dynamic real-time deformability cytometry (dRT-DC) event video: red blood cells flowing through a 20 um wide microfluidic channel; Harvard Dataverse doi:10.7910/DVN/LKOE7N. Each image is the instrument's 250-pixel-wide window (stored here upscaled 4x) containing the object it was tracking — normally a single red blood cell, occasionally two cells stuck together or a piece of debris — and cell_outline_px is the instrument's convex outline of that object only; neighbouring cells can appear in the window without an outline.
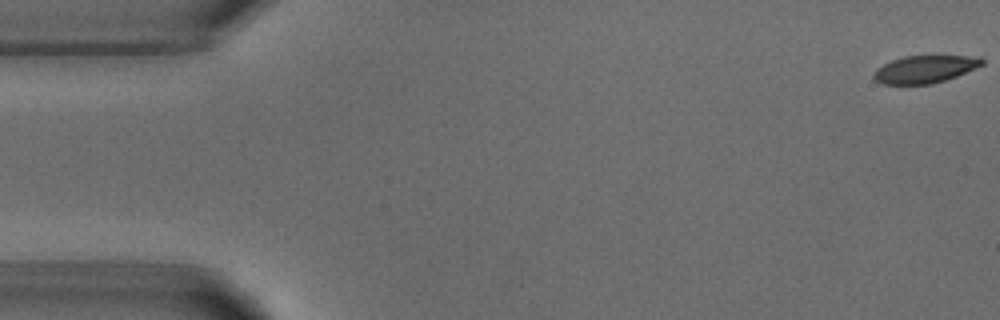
{"species": "common noctule bat (a hibernating species)", "species_latin": "Nyctalus noctula", "temperature_condition": "warm", "stored_images_in_passage": 5, "camera_frame_rate_fps": 3000, "um_per_image_px": 0.085, "animal": {"sex": "male", "body_mass_g": 18.8}, "frame": {"image": 1, "passage_image": 1, "time_ms": 0.0, "image_size_px": [1000, 320], "cell_outline_px": [[984, 64], [956, 76], [932, 84], [884, 84], [876, 80], [872, 76], [876, 68], [892, 60], [904, 56], [980, 56], [984, 60]], "centroid_in_image_um": [78.61, 5.87], "position_along_channel_um": 6.4, "area_um2": 17.22}}
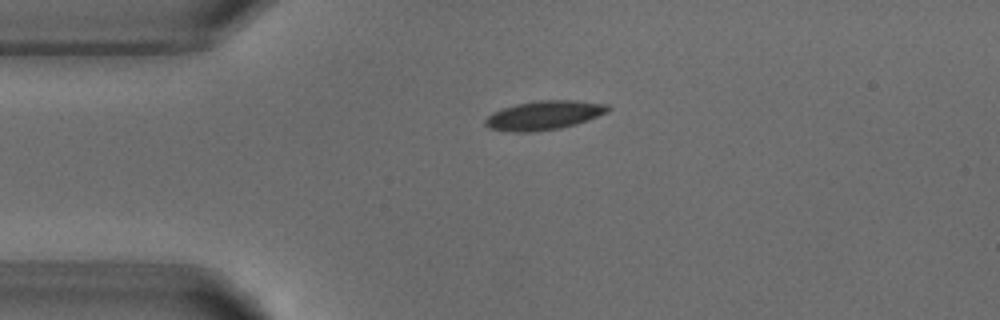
{"frame": {"image": 2, "passage_image": 4, "time_ms": 3.667, "image_size_px": [1000, 320], "cell_outline_px": [[612, 108], [608, 112], [588, 120], [576, 124], [560, 128], [532, 132], [508, 132], [488, 128], [484, 124], [484, 120], [492, 112], [516, 104], [540, 100], [576, 100], [608, 104]], "centroid_in_image_um": [46.25, 9.8], "position_along_channel_um": 38.8, "area_um2": 20.92}}